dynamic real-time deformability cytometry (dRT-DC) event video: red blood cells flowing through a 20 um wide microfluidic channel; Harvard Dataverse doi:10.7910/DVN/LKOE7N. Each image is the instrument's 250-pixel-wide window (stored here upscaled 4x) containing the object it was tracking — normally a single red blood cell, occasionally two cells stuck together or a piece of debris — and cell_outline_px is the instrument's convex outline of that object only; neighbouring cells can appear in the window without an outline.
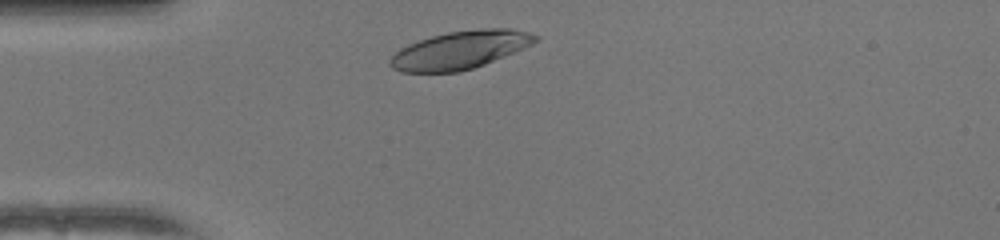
{"species": "human", "species_latin": "Homo sapiens", "temperature_condition": "warm", "stored_images_in_passage": 31, "camera_frame_rate_fps": 3000, "um_per_image_px": 0.085, "donor": {"sex": "female"}, "frame": {"image": 1, "passage_image": 3, "time_ms": 0.667, "image_size_px": [1000, 240], "cell_outline_px": [[540, 40], [524, 48], [484, 64], [460, 72], [400, 72], [392, 68], [388, 64], [388, 60], [400, 48], [408, 44], [432, 36], [448, 32], [480, 28], [508, 28], [528, 32], [540, 36]], "centroid_in_image_um": [39.1, 4.25], "position_along_channel_um": 45.9, "area_um2": 32.14}}
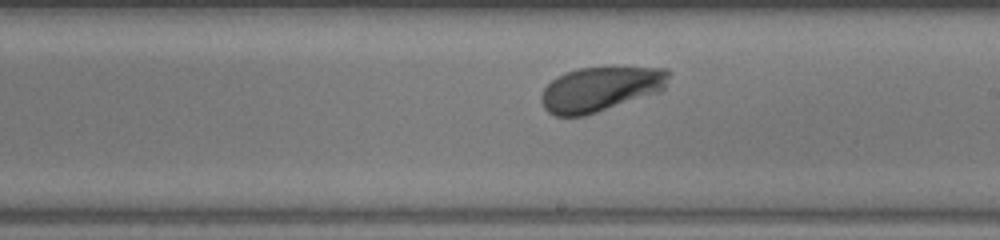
{"frame": {"image": 2, "passage_image": 19, "time_ms": 6.0, "image_size_px": [1000, 240], "cell_outline_px": [[672, 72], [664, 88], [660, 92], [584, 116], [556, 116], [548, 112], [544, 108], [540, 100], [540, 96], [544, 88], [556, 76], [564, 72], [580, 68], [604, 64], [620, 64], [668, 68]], "centroid_in_image_um": [51.1, 7.49], "position_along_channel_um": 237.9, "area_um2": 34.68}}
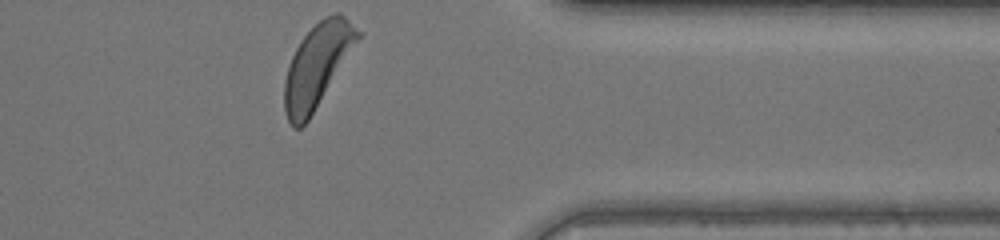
{"frame": {"image": 3, "passage_image": 31, "time_ms": 10.0, "image_size_px": [1000, 240], "cell_outline_px": [[364, 36], [308, 120], [300, 128], [292, 128], [284, 112], [284, 80], [292, 56], [300, 40], [324, 16], [336, 12], [340, 12], [364, 32]], "centroid_in_image_um": [27.03, 5.54], "position_along_channel_um": 384.4, "area_um2": 36.13}, "authors_computed_cell_mechanics": {"area_um2": 33.1772, "velocity_mm_per_s": 4.0018, "shape_relaxation_time_tau1_ms": 2.0874, "shape_relaxation_time_tau2_ms": null, "deformation_change_tau1": 0.1443, "deformation_change_tau2": null}}